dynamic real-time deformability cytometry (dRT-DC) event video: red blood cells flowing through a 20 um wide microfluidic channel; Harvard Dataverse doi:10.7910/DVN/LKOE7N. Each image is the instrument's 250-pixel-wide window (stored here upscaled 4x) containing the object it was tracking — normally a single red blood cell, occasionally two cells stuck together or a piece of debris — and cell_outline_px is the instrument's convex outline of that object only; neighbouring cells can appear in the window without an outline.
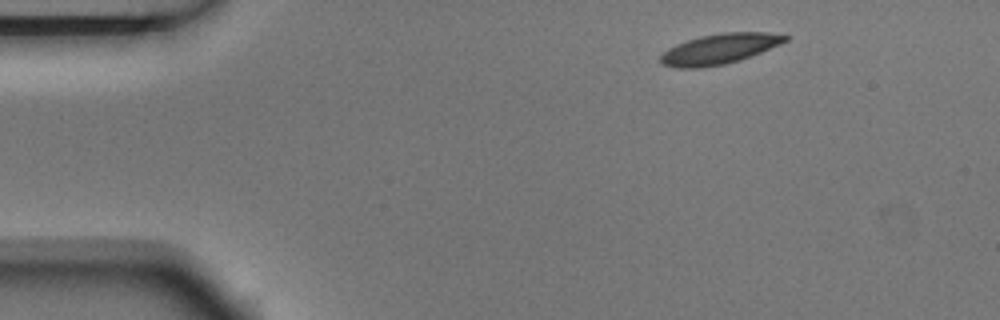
{"species": "Egyptian fruit bat (a non-hibernating species)", "species_latin": "Rousettus aegyptiacus", "temperature_condition": "room temperature", "stored_images_in_passage": 4, "camera_frame_rate_fps": 3000, "um_per_image_px": 0.085, "animal": {"sex": "male"}, "frame": {"image": 1, "passage_image": 1, "time_ms": 0.0, "image_size_px": [1000, 320], "cell_outline_px": [[788, 40], [780, 44], [740, 60], [724, 64], [700, 68], [676, 68], [664, 64], [660, 60], [660, 56], [668, 48], [676, 44], [700, 36], [720, 32], [768, 32], [788, 36]], "centroid_in_image_um": [61.14, 4.15], "position_along_channel_um": 23.9, "area_um2": 21.85}}
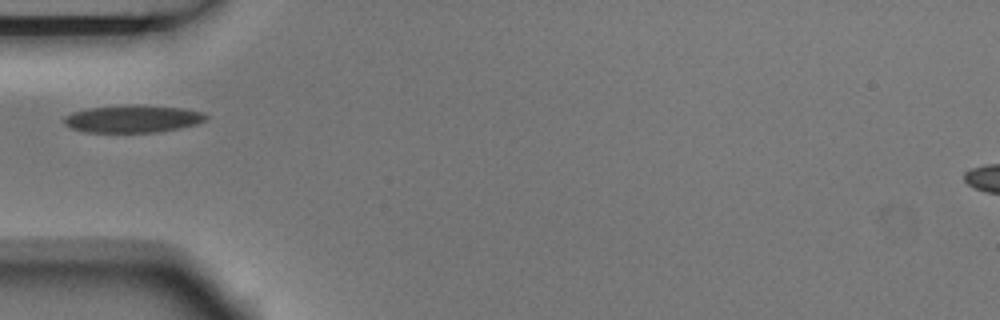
{"frame": {"image": 2, "passage_image": 4, "time_ms": 1.0, "image_size_px": [1000, 320], "cell_outline_px": [[208, 120], [196, 124], [180, 128], [160, 132], [84, 132], [72, 128], [64, 124], [64, 116], [72, 112], [88, 108], [132, 104], [140, 104], [184, 108], [204, 112], [208, 116]], "centroid_in_image_um": [11.33, 10.09], "position_along_channel_um": 73.7, "area_um2": 23.06}}